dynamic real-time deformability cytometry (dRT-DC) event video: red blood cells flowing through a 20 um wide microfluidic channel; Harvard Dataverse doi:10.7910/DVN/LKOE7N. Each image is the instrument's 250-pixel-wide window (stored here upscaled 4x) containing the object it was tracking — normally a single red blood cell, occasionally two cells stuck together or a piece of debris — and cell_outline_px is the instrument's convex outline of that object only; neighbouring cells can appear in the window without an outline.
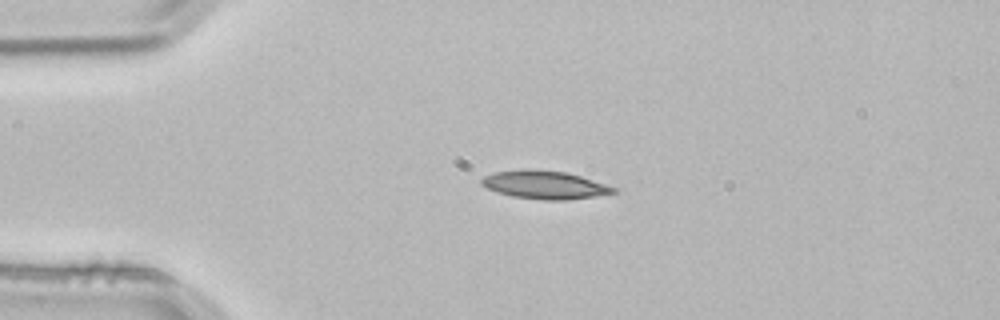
{"species": "common noctule bat (a hibernating species)", "species_latin": "Nyctalus noctula", "temperature_condition": "room temperature", "stored_images_in_passage": 2, "camera_frame_rate_fps": 3000, "um_per_image_px": 0.085, "animal": {"sex": "male", "body_mass_g": 21.5, "forearm_length_mm": 52.0}, "frame": {"image": 1, "passage_image": 1, "time_ms": 0.0, "image_size_px": [1000, 320], "cell_outline_px": [[620, 192], [568, 200], [544, 200], [512, 196], [496, 192], [480, 184], [480, 180], [484, 176], [496, 172], [524, 168], [564, 172], [580, 176], [616, 188]], "centroid_in_image_um": [46.27, 15.71], "position_along_channel_um": 38.7, "area_um2": 21.56}}
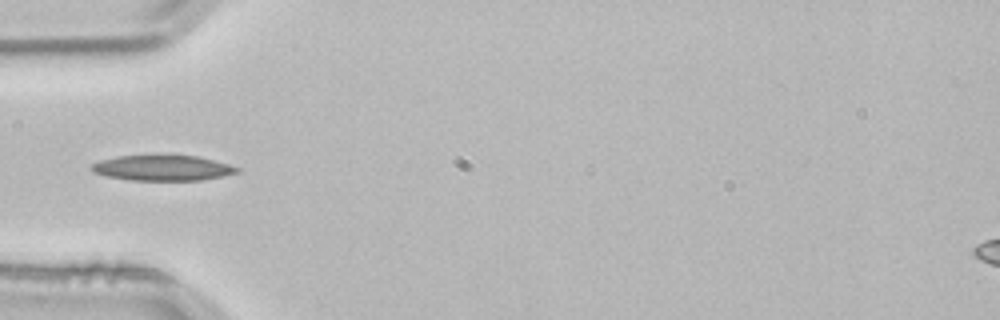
{"frame": {"image": 2, "passage_image": 2, "time_ms": 0.333, "image_size_px": [1000, 320], "cell_outline_px": [[240, 172], [224, 176], [200, 180], [132, 180], [108, 176], [92, 172], [88, 168], [92, 164], [100, 160], [116, 156], [196, 156], [228, 164], [240, 168]], "centroid_in_image_um": [13.8, 14.28], "position_along_channel_um": 71.2, "area_um2": 21.33}}